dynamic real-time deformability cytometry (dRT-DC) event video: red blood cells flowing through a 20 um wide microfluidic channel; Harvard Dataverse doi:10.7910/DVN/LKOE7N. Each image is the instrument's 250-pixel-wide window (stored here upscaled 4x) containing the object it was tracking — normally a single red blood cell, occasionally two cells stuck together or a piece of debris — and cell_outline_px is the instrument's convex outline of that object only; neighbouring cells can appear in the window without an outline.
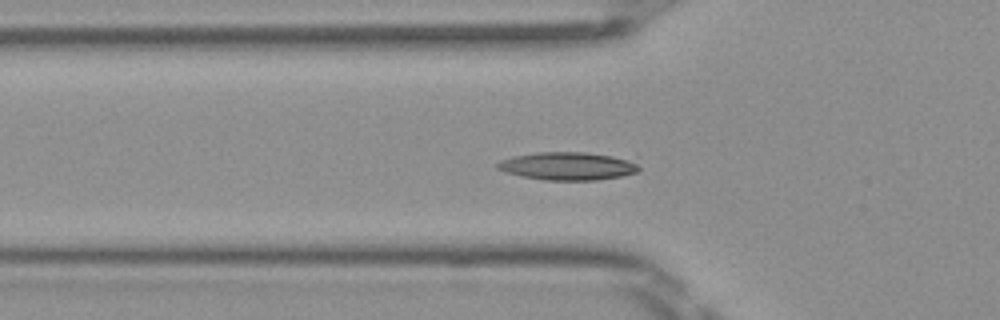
{"species": "Egyptian fruit bat (a non-hibernating species)", "species_latin": "Rousettus aegyptiacus", "temperature_condition": "room temperature", "stored_images_in_passage": 49, "camera_frame_rate_fps": 3000, "um_per_image_px": 0.085, "frame": {"image": 1, "passage_image": 18, "time_ms": 5.667, "image_size_px": [1000, 320], "cell_outline_px": [[640, 168], [636, 172], [620, 176], [596, 180], [544, 180], [520, 176], [496, 168], [496, 164], [500, 160], [512, 156], [536, 152], [588, 152], [640, 156]], "centroid_in_image_um": [48.46, 14.07], "position_along_channel_um": 77.3, "area_um2": 24.16}}
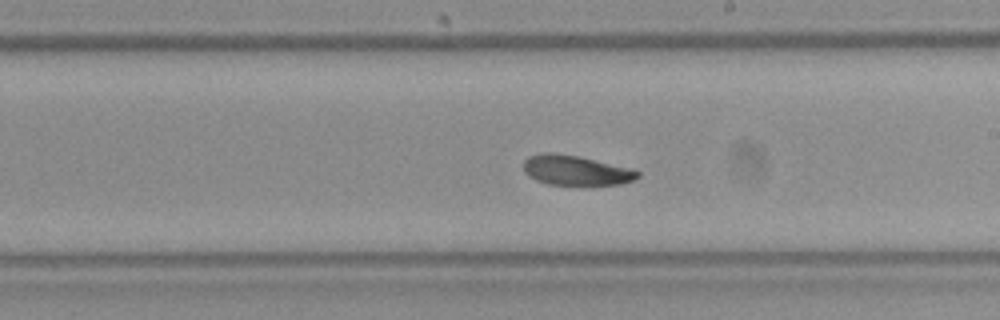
{"frame": {"image": 2, "passage_image": 30, "time_ms": 9.667, "image_size_px": [1000, 320], "cell_outline_px": [[640, 176], [632, 180], [620, 184], [548, 184], [536, 180], [528, 176], [524, 172], [524, 160], [528, 156], [544, 152], [552, 152], [580, 156], [632, 168], [640, 172]], "centroid_in_image_um": [48.93, 14.45], "position_along_channel_um": 240.1, "area_um2": 19.88}}
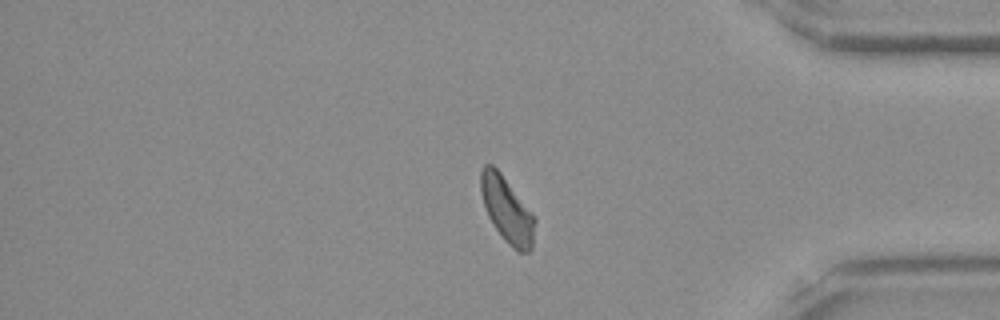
{"frame": {"image": 3, "passage_image": 43, "time_ms": 14.0, "image_size_px": [1000, 320], "cell_outline_px": [[536, 220], [532, 248], [528, 252], [516, 252], [504, 240], [488, 216], [480, 192], [480, 172], [484, 164], [492, 164], [500, 172], [532, 212]], "centroid_in_image_um": [43.09, 17.84], "position_along_channel_um": 392.1, "area_um2": 20.63}}